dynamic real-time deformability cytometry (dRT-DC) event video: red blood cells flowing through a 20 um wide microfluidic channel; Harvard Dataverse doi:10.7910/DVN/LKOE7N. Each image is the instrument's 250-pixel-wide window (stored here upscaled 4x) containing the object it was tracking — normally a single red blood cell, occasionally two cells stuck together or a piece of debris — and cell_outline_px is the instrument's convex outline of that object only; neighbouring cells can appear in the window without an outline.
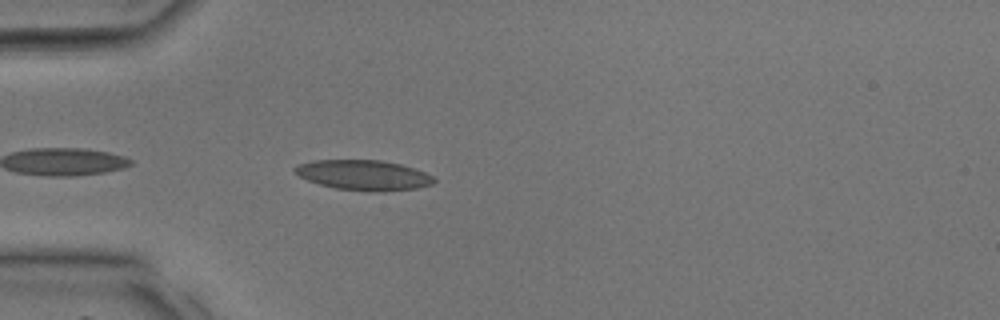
{"species": "common noctule bat (a hibernating species)", "species_latin": "Nyctalus noctula", "temperature_condition": "room temperature", "stored_images_in_passage": 37, "camera_frame_rate_fps": 3000, "um_per_image_px": 0.085, "animal": {"sex": "male", "body_mass_g": 17.9, "forearm_length_mm": 54.2}, "frame": {"image": 1, "passage_image": 11, "time_ms": 3.333, "image_size_px": [1000, 320], "cell_outline_px": [[436, 180], [432, 184], [416, 188], [380, 192], [368, 192], [336, 188], [320, 184], [308, 180], [300, 176], [292, 168], [296, 164], [312, 160], [380, 160], [400, 164], [424, 172], [432, 176]], "centroid_in_image_um": [30.88, 14.88], "position_along_channel_um": 54.1, "area_um2": 24.39}}
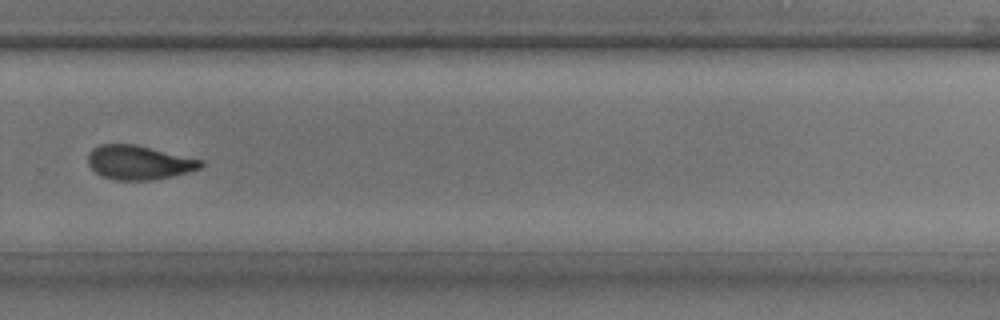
{"frame": {"image": 2, "passage_image": 26, "time_ms": 8.333, "image_size_px": [1000, 320], "cell_outline_px": [[204, 164], [200, 168], [188, 172], [172, 176], [152, 180], [116, 180], [104, 176], [96, 172], [88, 164], [88, 152], [92, 148], [100, 144], [136, 144], [204, 160]], "centroid_in_image_um": [11.82, 13.8], "position_along_channel_um": 318.0, "area_um2": 22.48}}
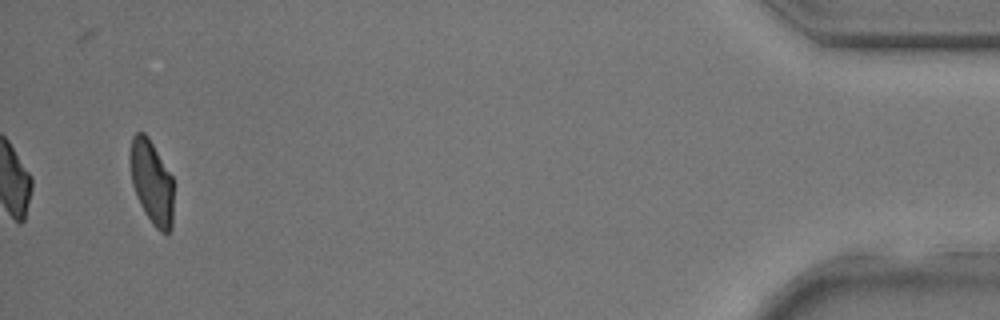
{"frame": {"image": 3, "passage_image": 36, "time_ms": 11.667, "image_size_px": [1000, 320], "cell_outline_px": [[172, 228], [168, 236], [160, 232], [152, 224], [144, 212], [136, 196], [132, 184], [132, 136], [136, 132], [144, 132], [148, 136], [172, 176]], "centroid_in_image_um": [12.92, 15.55], "position_along_channel_um": 422.3, "area_um2": 20.87}}